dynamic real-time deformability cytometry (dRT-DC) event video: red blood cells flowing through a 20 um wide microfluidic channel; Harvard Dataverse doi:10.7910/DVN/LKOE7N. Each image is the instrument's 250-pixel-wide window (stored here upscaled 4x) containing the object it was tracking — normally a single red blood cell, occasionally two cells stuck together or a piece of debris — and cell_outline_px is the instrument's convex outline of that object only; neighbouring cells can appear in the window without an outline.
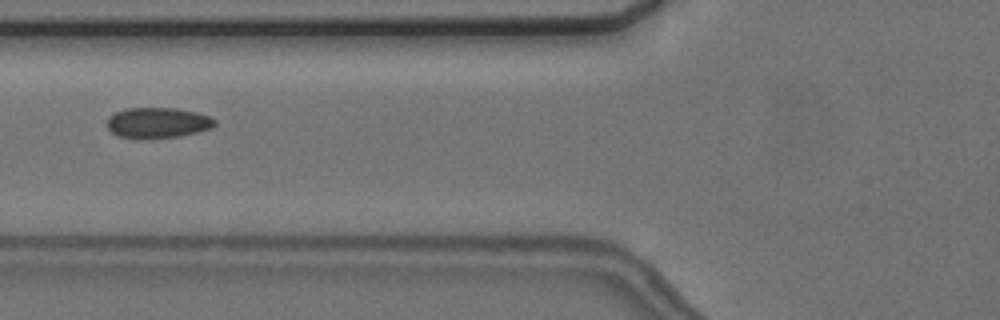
{"species": "common noctule bat (a hibernating species)", "species_latin": "Nyctalus noctula", "temperature_condition": "cold", "stored_images_in_passage": 5, "camera_frame_rate_fps": 3000, "um_per_image_px": 0.085, "animal": {"sex": "female", "body_mass_g": 24.6, "forearm_length_mm": 56.2}, "frame": {"image": 1, "passage_image": 2, "time_ms": 1.333, "image_size_px": [1000, 320], "cell_outline_px": [[216, 124], [212, 128], [180, 136], [148, 140], [136, 140], [120, 136], [112, 132], [108, 128], [108, 116], [124, 108], [176, 108], [196, 112], [212, 116], [216, 120]], "centroid_in_image_um": [13.41, 10.45], "position_along_channel_um": 112.4, "area_um2": 19.65}}
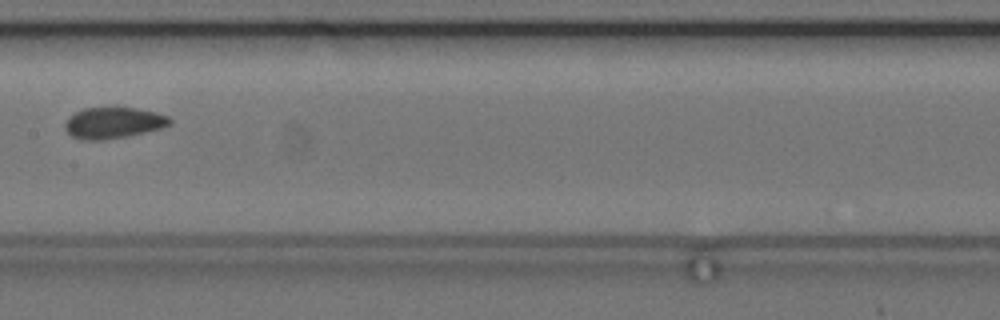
{"frame": {"image": 2, "passage_image": 4, "time_ms": 3.667, "image_size_px": [1000, 320], "cell_outline_px": [[172, 124], [160, 128], [144, 132], [124, 136], [100, 140], [80, 140], [72, 136], [64, 128], [64, 124], [76, 112], [84, 108], [136, 108], [156, 112], [168, 116], [172, 120]], "centroid_in_image_um": [9.65, 10.44], "position_along_channel_um": 197.8, "area_um2": 18.73}}